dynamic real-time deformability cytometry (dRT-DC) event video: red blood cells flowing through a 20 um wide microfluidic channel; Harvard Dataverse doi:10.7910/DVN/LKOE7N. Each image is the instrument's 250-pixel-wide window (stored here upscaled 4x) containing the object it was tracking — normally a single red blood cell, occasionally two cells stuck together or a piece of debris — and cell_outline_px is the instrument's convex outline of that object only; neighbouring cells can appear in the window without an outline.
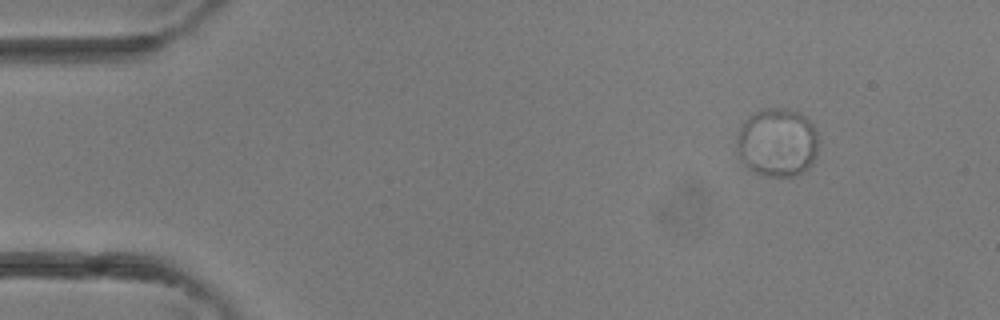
{"species": "common noctule bat (a hibernating species)", "species_latin": "Nyctalus noctula", "temperature_condition": "room temperature", "stored_images_in_passage": 4, "camera_frame_rate_fps": 3000, "um_per_image_px": 0.085, "animal": {"sex": "female"}, "frame": {"image": 1, "passage_image": 1, "time_ms": 0.0, "image_size_px": [1000, 320], "cell_outline_px": [[816, 156], [812, 164], [808, 168], [796, 176], [768, 176], [752, 172], [744, 164], [736, 148], [736, 136], [744, 120], [748, 116], [764, 108], [784, 108], [796, 112], [804, 116], [812, 124], [816, 132]], "centroid_in_image_um": [66.03, 12.12], "position_along_channel_um": 19.0, "area_um2": 32.66}}